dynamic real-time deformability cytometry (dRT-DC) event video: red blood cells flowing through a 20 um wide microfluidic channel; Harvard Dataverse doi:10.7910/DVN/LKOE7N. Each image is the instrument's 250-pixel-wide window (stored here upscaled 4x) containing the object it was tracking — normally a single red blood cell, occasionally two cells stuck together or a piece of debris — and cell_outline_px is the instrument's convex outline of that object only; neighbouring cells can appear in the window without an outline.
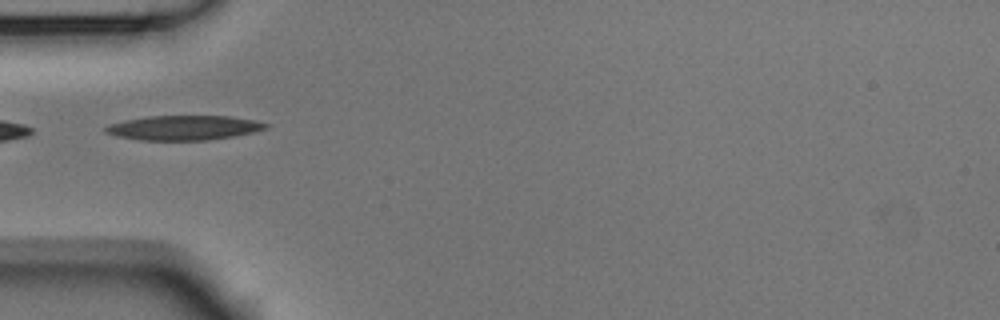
{"species": "Egyptian fruit bat (a non-hibernating species)", "species_latin": "Rousettus aegyptiacus", "temperature_condition": "room temperature", "stored_images_in_passage": 5, "camera_frame_rate_fps": 3000, "um_per_image_px": 0.085, "animal": {"sex": "male"}, "frame": {"image": 1, "passage_image": 1, "time_ms": 0.0, "image_size_px": [1000, 320], "cell_outline_px": [[268, 128], [252, 132], [232, 136], [208, 140], [140, 140], [116, 136], [104, 132], [104, 128], [112, 124], [124, 120], [148, 116], [228, 116], [256, 120], [268, 124]], "centroid_in_image_um": [15.62, 10.86], "position_along_channel_um": 69.4, "area_um2": 22.83}}